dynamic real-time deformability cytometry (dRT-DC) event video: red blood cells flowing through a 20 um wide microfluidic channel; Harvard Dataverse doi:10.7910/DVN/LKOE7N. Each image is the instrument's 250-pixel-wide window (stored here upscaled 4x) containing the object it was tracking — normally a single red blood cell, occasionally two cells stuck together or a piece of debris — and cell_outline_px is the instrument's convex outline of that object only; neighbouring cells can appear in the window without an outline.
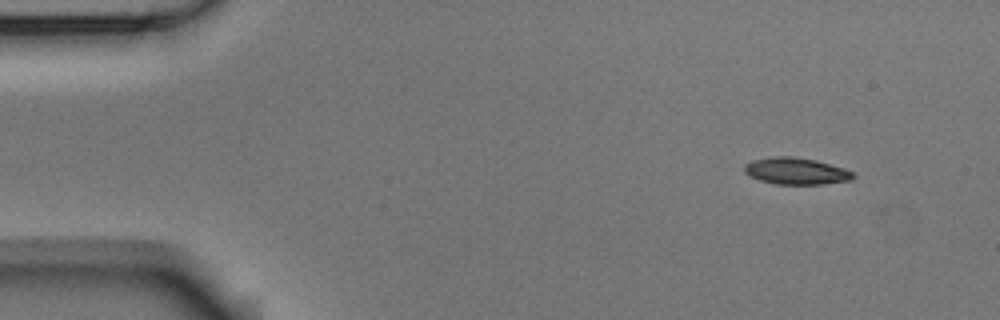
{"species": "Egyptian fruit bat (a non-hibernating species)", "species_latin": "Rousettus aegyptiacus", "temperature_condition": "room temperature", "stored_images_in_passage": 5, "camera_frame_rate_fps": 3000, "um_per_image_px": 0.085, "animal": {"sex": "male"}, "frame": {"image": 1, "passage_image": 1, "time_ms": 0.0, "image_size_px": [1000, 320], "cell_outline_px": [[856, 176], [852, 180], [824, 184], [776, 184], [760, 180], [748, 176], [744, 172], [744, 164], [752, 160], [768, 156], [792, 156], [816, 160], [844, 168], [856, 172]], "centroid_in_image_um": [67.67, 14.53], "position_along_channel_um": 17.3, "area_um2": 17.28}}
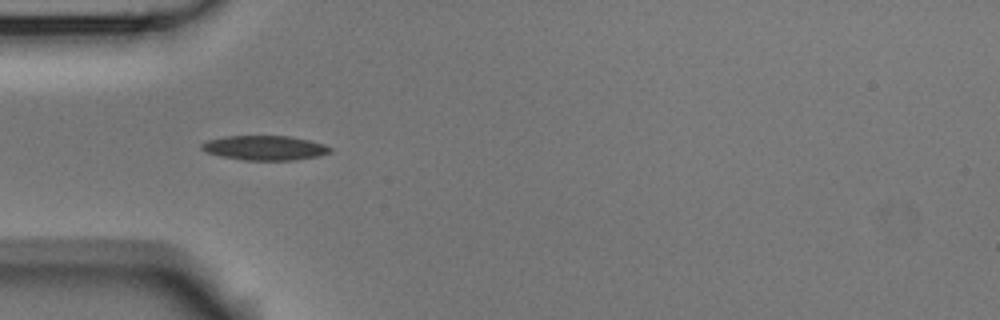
{"frame": {"image": 2, "passage_image": 4, "time_ms": 1.0, "image_size_px": [1000, 320], "cell_outline_px": [[332, 152], [320, 156], [292, 160], [244, 160], [220, 156], [208, 152], [200, 148], [200, 144], [208, 140], [224, 136], [292, 136], [324, 144], [332, 148]], "centroid_in_image_um": [22.52, 12.57], "position_along_channel_um": 62.5, "area_um2": 18.44}}
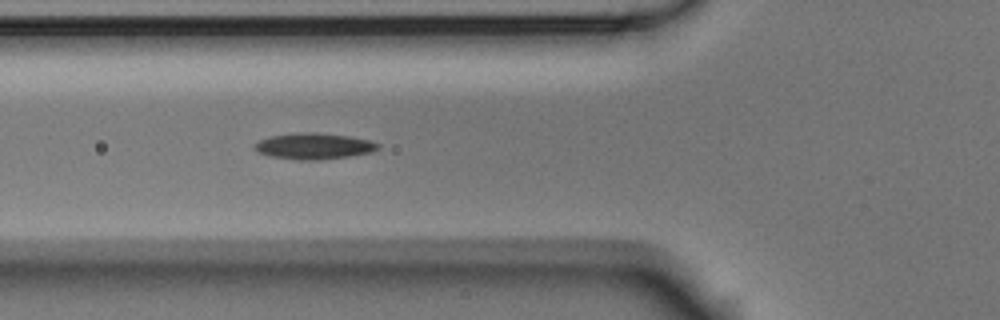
{"frame": {"image": 3, "passage_image": 5, "time_ms": 1.333, "image_size_px": [1000, 320], "cell_outline_px": [[380, 148], [372, 152], [352, 156], [320, 160], [296, 160], [272, 156], [256, 152], [252, 148], [260, 140], [272, 136], [296, 132], [316, 132], [348, 136], [368, 140], [380, 144]], "centroid_in_image_um": [26.69, 12.43], "position_along_channel_um": 99.1, "area_um2": 18.9}}